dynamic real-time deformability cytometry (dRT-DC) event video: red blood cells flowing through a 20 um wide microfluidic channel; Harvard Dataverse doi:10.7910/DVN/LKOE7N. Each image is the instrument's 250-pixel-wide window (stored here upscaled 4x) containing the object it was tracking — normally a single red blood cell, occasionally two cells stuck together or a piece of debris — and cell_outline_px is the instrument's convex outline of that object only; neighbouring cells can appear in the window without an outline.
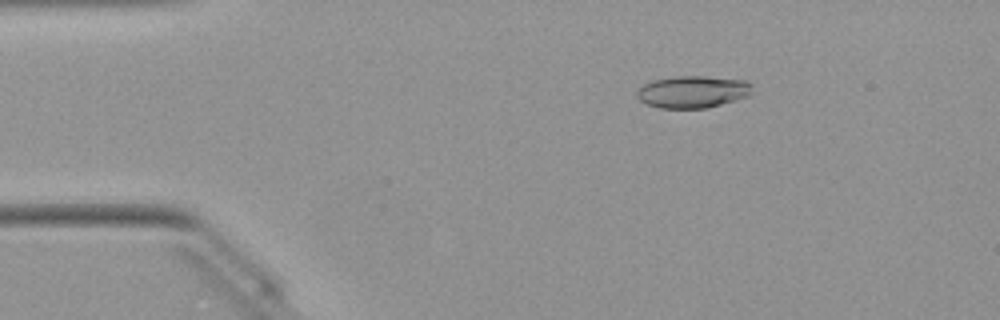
{"species": "Egyptian fruit bat (a non-hibernating species)", "species_latin": "Rousettus aegyptiacus", "temperature_condition": "warm", "stored_images_in_passage": 49, "camera_frame_rate_fps": 3000, "um_per_image_px": 0.085, "animal": {"sex": "female"}, "frame": {"image": 1, "passage_image": 8, "time_ms": 2.333, "image_size_px": [1000, 320], "cell_outline_px": [[752, 92], [748, 96], [720, 104], [704, 108], [660, 108], [648, 104], [640, 100], [636, 96], [636, 92], [644, 84], [652, 80], [676, 76], [704, 76], [744, 80], [752, 84]], "centroid_in_image_um": [58.87, 7.79], "position_along_channel_um": 26.1, "area_um2": 21.44}}
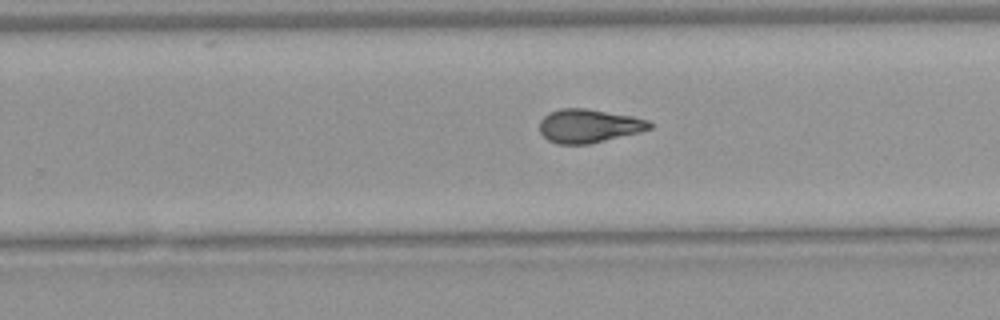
{"frame": {"image": 2, "passage_image": 31, "time_ms": 10.0, "image_size_px": [1000, 320], "cell_outline_px": [[652, 128], [640, 132], [588, 144], [556, 144], [548, 140], [540, 132], [540, 120], [548, 112], [560, 108], [588, 108], [632, 116], [648, 120], [652, 124]], "centroid_in_image_um": [50.03, 10.69], "position_along_channel_um": 279.8, "area_um2": 21.62}}
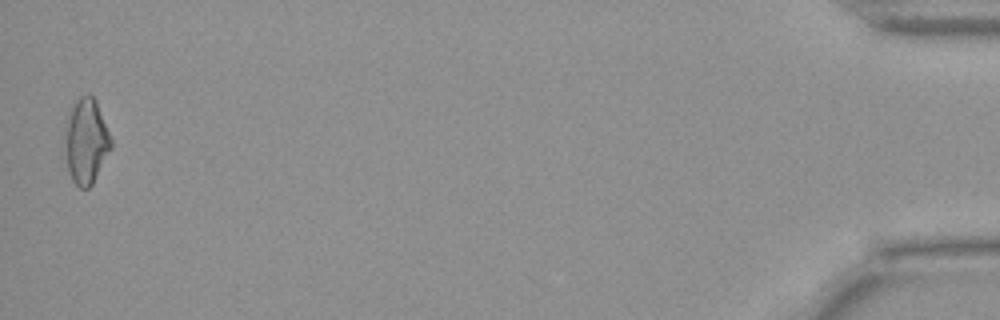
{"frame": {"image": 3, "passage_image": 49, "time_ms": 16.0, "image_size_px": [1000, 320], "cell_outline_px": [[112, 148], [92, 184], [88, 188], [80, 188], [72, 180], [68, 172], [68, 108], [80, 96], [88, 92], [96, 100], [112, 140]], "centroid_in_image_um": [7.37, 11.97], "position_along_channel_um": 427.8, "area_um2": 22.25}, "authors_computed_cell_mechanics": {"area_um2": 21.4438, "velocity_mm_per_s": 4.09, "shape_relaxation_time_tau1_ms": 6.9418, "shape_relaxation_time_tau2_ms": 2.3101, "deformation_change_tau1": 0.2035, "deformation_change_tau2": 0.1034}}